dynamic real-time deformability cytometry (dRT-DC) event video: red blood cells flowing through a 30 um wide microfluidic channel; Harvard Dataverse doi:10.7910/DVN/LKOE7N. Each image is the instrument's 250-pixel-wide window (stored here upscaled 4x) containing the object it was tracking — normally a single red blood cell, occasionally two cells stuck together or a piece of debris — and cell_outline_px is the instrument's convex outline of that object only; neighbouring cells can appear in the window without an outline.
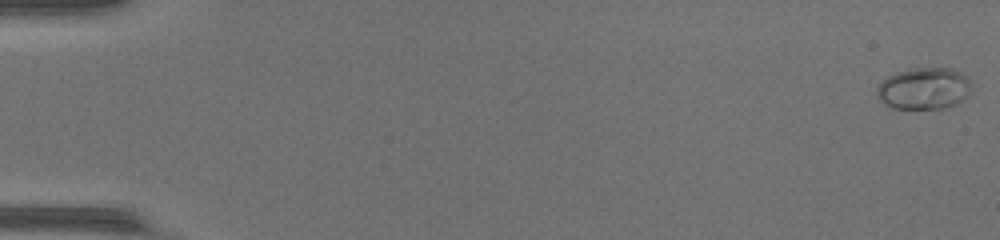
{"species": "common noctule bat (a hibernating species)", "species_latin": "Nyctalus noctula", "temperature_condition": "warm", "stored_images_in_passage": 48, "camera_frame_rate_fps": 3000, "um_per_image_px": 0.085, "animal": {"sex": "female", "body_mass_g": 17.0, "forearm_length_mm": 48.0}, "frame": {"image": 1, "passage_image": 1, "time_ms": 0.0, "image_size_px": [1000, 240], "cell_outline_px": [[972, 92], [956, 104], [944, 108], [892, 108], [884, 104], [876, 96], [876, 88], [888, 76], [896, 72], [912, 68], [952, 68], [960, 72], [972, 84]], "centroid_in_image_um": [78.54, 7.52], "position_along_channel_um": 6.5, "area_um2": 23.06}}
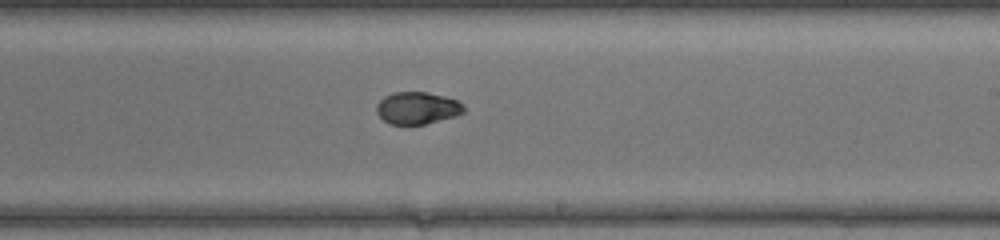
{"frame": {"image": 2, "passage_image": 30, "time_ms": 9.667, "image_size_px": [1000, 240], "cell_outline_px": [[464, 112], [456, 116], [424, 124], [392, 124], [384, 120], [376, 112], [376, 104], [384, 96], [392, 92], [428, 92], [444, 96], [456, 100], [464, 104]], "centroid_in_image_um": [35.47, 9.17], "position_along_channel_um": 253.5, "area_um2": 16.36}}
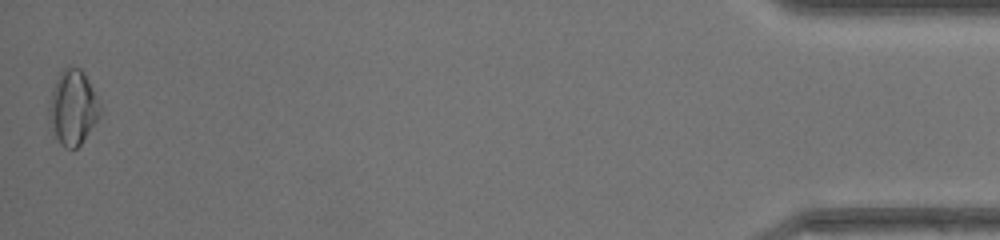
{"frame": {"image": 3, "passage_image": 48, "time_ms": 15.667, "image_size_px": [1000, 240], "cell_outline_px": [[104, 108], [80, 144], [76, 148], [64, 148], [60, 144], [56, 136], [48, 116], [48, 108], [52, 88], [60, 72], [68, 64], [80, 68], [84, 72]], "centroid_in_image_um": [6.21, 9.08], "position_along_channel_um": 429.0, "area_um2": 22.31}, "authors_computed_cell_mechanics": {"area_um2": 17.2822, "velocity_mm_per_s": 4.4332, "shape_relaxation_time_tau1_ms": 5.5063, "shape_relaxation_time_tau2_ms": null, "deformation_change_tau1": 0.1786, "deformation_change_tau2": null}}